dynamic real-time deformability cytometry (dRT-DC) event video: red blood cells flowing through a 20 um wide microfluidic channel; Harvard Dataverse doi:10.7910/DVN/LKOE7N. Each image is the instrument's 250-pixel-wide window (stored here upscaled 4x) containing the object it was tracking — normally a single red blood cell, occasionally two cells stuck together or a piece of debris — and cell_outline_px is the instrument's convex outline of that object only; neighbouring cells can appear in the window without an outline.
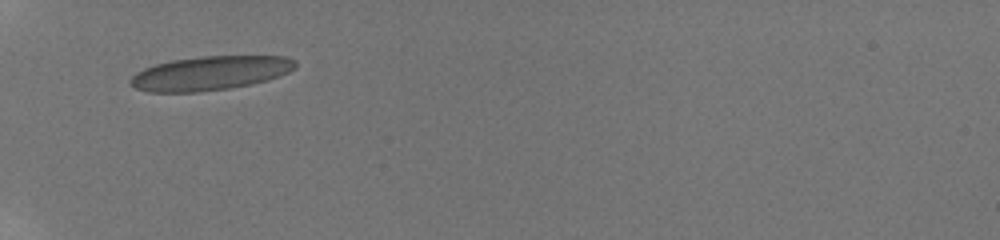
{"species": "human", "species_latin": "Homo sapiens", "temperature_condition": "room temperature", "stored_images_in_passage": 46, "camera_frame_rate_fps": 3000, "um_per_image_px": 0.085, "donor": {"sex": "male"}, "frame": {"image": 1, "passage_image": 1, "time_ms": 0.0, "image_size_px": [1000, 240], "cell_outline_px": [[296, 68], [280, 76], [268, 80], [252, 84], [228, 88], [196, 92], [148, 92], [136, 88], [128, 84], [128, 80], [136, 72], [144, 68], [156, 64], [172, 60], [200, 56], [284, 56], [296, 60]], "centroid_in_image_um": [17.86, 6.22], "position_along_channel_um": 67.1, "area_um2": 32.89}}
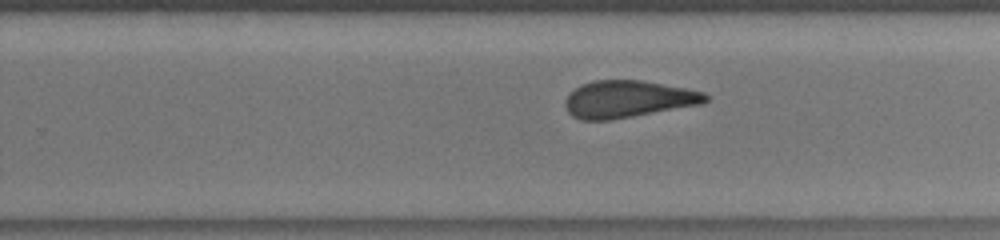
{"frame": {"image": 2, "passage_image": 31, "time_ms": 5.667, "image_size_px": [1000, 240], "cell_outline_px": [[708, 100], [704, 104], [612, 120], [580, 120], [572, 116], [568, 112], [564, 104], [564, 100], [580, 84], [592, 80], [640, 80], [684, 88], [704, 92], [708, 96]], "centroid_in_image_um": [53.37, 8.44], "position_along_channel_um": 276.4, "area_um2": 30.46}}
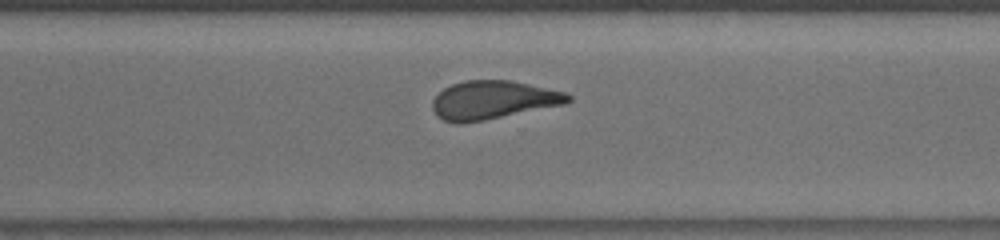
{"frame": {"image": 3, "passage_image": 40, "time_ms": 7.0, "image_size_px": [1000, 240], "cell_outline_px": [[572, 100], [568, 104], [464, 124], [460, 124], [444, 120], [436, 116], [432, 108], [432, 100], [444, 88], [452, 84], [464, 80], [508, 80], [528, 84], [564, 92], [572, 96]], "centroid_in_image_um": [41.91, 8.51], "position_along_channel_um": 328.7, "area_um2": 30.52}}